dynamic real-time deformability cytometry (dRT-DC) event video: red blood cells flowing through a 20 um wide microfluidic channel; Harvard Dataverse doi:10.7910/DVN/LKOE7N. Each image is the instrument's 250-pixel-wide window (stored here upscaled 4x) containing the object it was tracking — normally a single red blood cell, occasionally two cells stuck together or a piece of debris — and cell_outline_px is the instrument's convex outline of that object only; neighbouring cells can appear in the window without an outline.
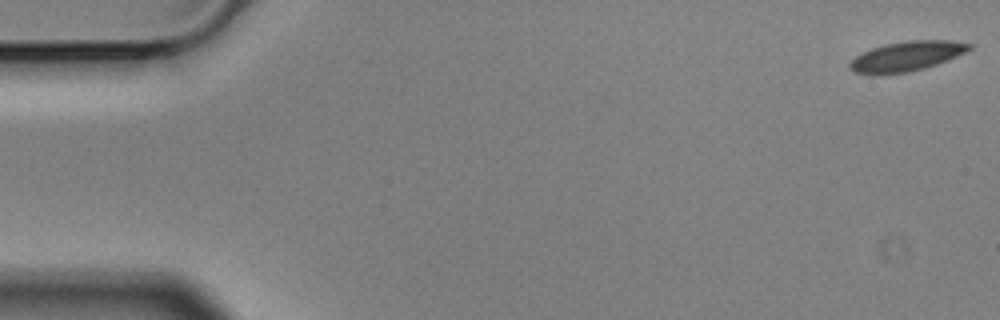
{"species": "Egyptian fruit bat (a non-hibernating species)", "species_latin": "Rousettus aegyptiacus", "temperature_condition": "cold", "stored_images_in_passage": 5, "camera_frame_rate_fps": 3000, "um_per_image_px": 0.085, "animal": {"sex": "male"}, "frame": {"image": 1, "passage_image": 1, "time_ms": 0.0, "image_size_px": [1000, 320], "cell_outline_px": [[972, 48], [956, 56], [936, 64], [924, 68], [908, 72], [872, 76], [868, 76], [852, 72], [848, 68], [848, 64], [856, 56], [872, 48], [884, 44], [908, 40], [952, 40], [972, 44]], "centroid_in_image_um": [76.99, 4.8], "position_along_channel_um": 8.0, "area_um2": 20.98}}
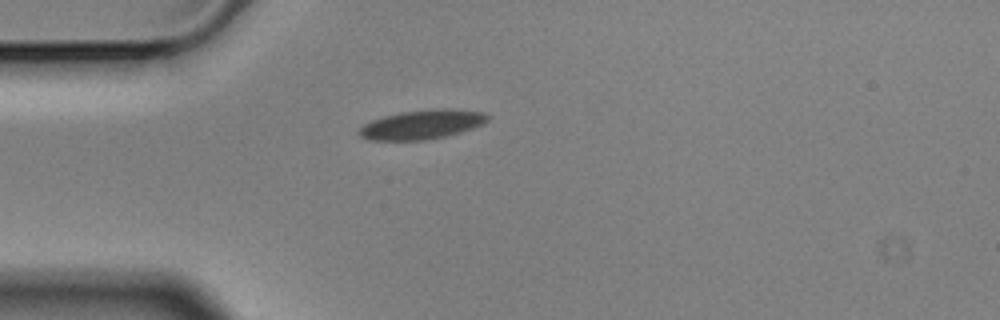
{"frame": {"image": 2, "passage_image": 4, "time_ms": 1.0, "image_size_px": [1000, 320], "cell_outline_px": [[492, 116], [484, 124], [460, 132], [444, 136], [424, 140], [368, 140], [360, 136], [356, 132], [364, 124], [372, 120], [384, 116], [400, 112], [436, 108], [448, 108], [484, 112]], "centroid_in_image_um": [35.88, 10.57], "position_along_channel_um": 49.1, "area_um2": 22.02}}